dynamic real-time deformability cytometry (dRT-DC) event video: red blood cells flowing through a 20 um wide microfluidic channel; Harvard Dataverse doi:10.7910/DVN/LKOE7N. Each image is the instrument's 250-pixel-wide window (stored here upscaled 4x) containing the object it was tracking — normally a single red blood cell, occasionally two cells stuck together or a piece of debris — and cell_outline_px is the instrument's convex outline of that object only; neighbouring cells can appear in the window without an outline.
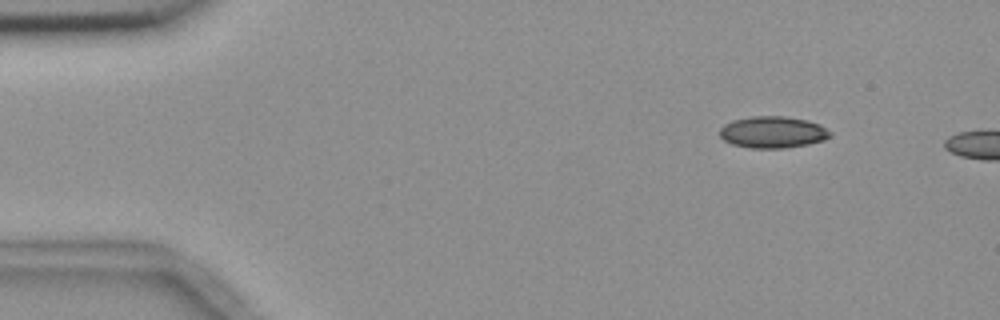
{"species": "common noctule bat (a hibernating species)", "species_latin": "Nyctalus noctula", "temperature_condition": "room temperature", "stored_images_in_passage": 3, "camera_frame_rate_fps": 3000, "um_per_image_px": 0.085, "animal": {"sex": "female", "body_mass_g": 18.4}, "frame": {"image": 1, "passage_image": 1, "time_ms": 0.0, "image_size_px": [1000, 320], "cell_outline_px": [[832, 136], [824, 140], [808, 144], [784, 148], [752, 148], [732, 144], [724, 140], [720, 136], [720, 128], [724, 124], [732, 120], [752, 116], [784, 116], [808, 120], [820, 124], [832, 132]], "centroid_in_image_um": [65.7, 11.23], "position_along_channel_um": 19.3, "area_um2": 20.52}}